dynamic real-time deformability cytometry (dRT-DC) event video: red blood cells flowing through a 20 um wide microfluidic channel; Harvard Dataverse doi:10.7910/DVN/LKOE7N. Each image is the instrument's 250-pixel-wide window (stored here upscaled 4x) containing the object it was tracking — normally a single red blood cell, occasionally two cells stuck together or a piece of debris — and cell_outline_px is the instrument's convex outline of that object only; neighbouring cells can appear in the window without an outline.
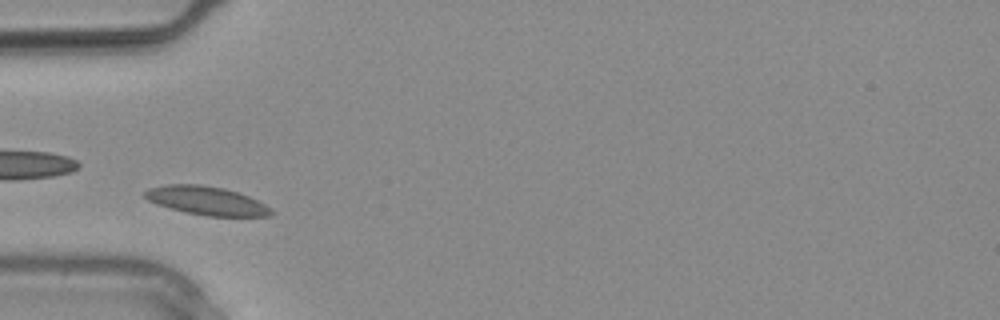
{"species": "common noctule bat (a hibernating species)", "species_latin": "Nyctalus noctula", "temperature_condition": "warm", "stored_images_in_passage": 8, "camera_frame_rate_fps": 3000, "um_per_image_px": 0.085, "animal": {"sex": "male", "body_mass_g": 20.4}, "frame": {"image": 1, "passage_image": 3, "time_ms": 0.667, "image_size_px": [1000, 320], "cell_outline_px": [[276, 212], [268, 216], [204, 216], [156, 204], [148, 200], [144, 196], [144, 192], [148, 188], [168, 184], [200, 184], [224, 188], [248, 196], [272, 208]], "centroid_in_image_um": [17.57, 17.05], "position_along_channel_um": 67.4, "area_um2": 20.92}}
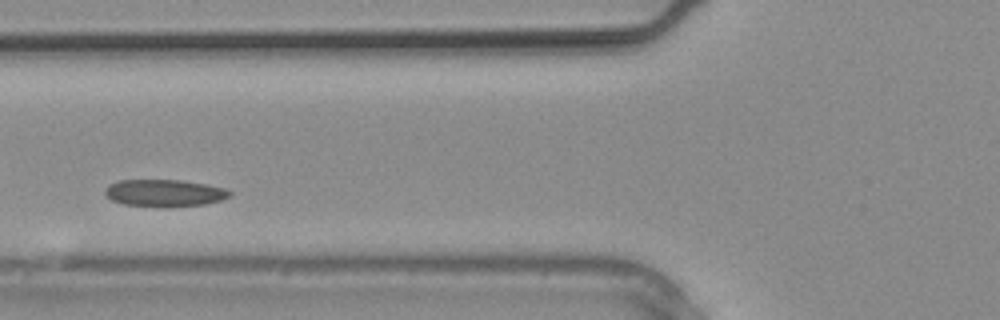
{"frame": {"image": 2, "passage_image": 5, "time_ms": 1.333, "image_size_px": [1000, 320], "cell_outline_px": [[232, 196], [220, 200], [204, 204], [172, 208], [124, 204], [112, 200], [104, 192], [108, 184], [120, 180], [180, 180], [204, 184], [224, 188], [232, 192]], "centroid_in_image_um": [13.99, 16.41], "position_along_channel_um": 111.8, "area_um2": 19.77}}